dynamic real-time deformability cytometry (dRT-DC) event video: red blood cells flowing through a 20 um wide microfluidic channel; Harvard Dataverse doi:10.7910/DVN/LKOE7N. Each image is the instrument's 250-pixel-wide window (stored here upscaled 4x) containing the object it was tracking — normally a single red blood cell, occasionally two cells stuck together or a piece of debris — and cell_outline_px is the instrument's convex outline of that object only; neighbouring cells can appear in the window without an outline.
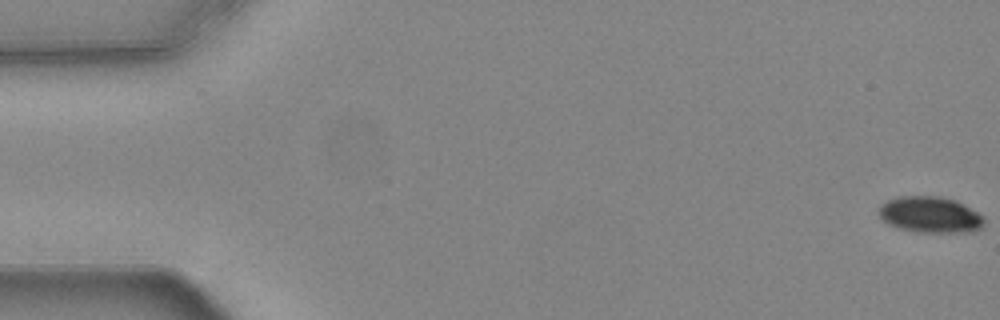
{"species": "common noctule bat (a hibernating species)", "species_latin": "Nyctalus noctula", "temperature_condition": "warm", "stored_images_in_passage": 56, "camera_frame_rate_fps": 3000, "um_per_image_px": 0.085, "animal": {"sex": "female", "body_mass_g": 24.6, "forearm_length_mm": 56.2}, "frame": {"image": 1, "passage_image": 1, "time_ms": 0.0, "image_size_px": [1000, 320], "cell_outline_px": [[984, 224], [980, 228], [968, 232], [916, 232], [900, 228], [888, 224], [880, 220], [880, 204], [888, 200], [900, 196], [940, 196], [952, 200], [984, 216]], "centroid_in_image_um": [79.02, 18.26], "position_along_channel_um": 6.0, "area_um2": 21.91}}
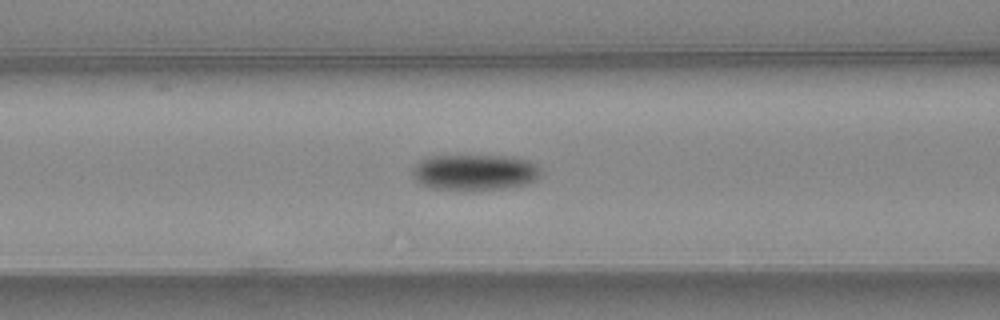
{"frame": {"image": 2, "passage_image": 23, "time_ms": 7.333, "image_size_px": [1000, 320], "cell_outline_px": [[544, 172], [536, 180], [528, 184], [504, 188], [464, 192], [432, 188], [420, 184], [412, 176], [412, 168], [424, 156], [516, 156], [528, 160], [536, 164]], "centroid_in_image_um": [40.36, 14.66], "position_along_channel_um": 126.2, "area_um2": 27.8}}
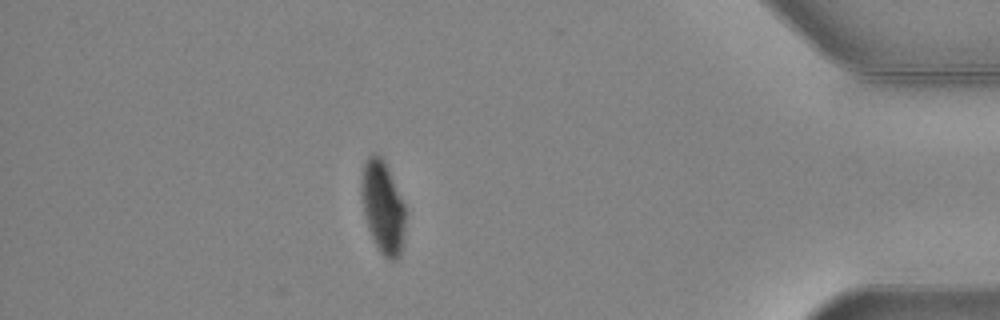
{"frame": {"image": 3, "passage_image": 49, "time_ms": 16.0, "image_size_px": [1000, 320], "cell_outline_px": [[404, 232], [400, 256], [396, 260], [388, 260], [380, 252], [368, 228], [364, 212], [360, 188], [360, 176], [364, 160], [372, 152], [376, 152], [384, 160], [404, 204]], "centroid_in_image_um": [32.5, 17.55], "position_along_channel_um": 402.7, "area_um2": 23.7}, "authors_computed_cell_mechanics": {"area_um2": 24.9696, "velocity_mm_per_s": 3.7346, "shape_relaxation_time_tau1_ms": 3.5799, "shape_relaxation_time_tau2_ms": null, "deformation_change_tau1": 0.134, "deformation_change_tau2": null}}